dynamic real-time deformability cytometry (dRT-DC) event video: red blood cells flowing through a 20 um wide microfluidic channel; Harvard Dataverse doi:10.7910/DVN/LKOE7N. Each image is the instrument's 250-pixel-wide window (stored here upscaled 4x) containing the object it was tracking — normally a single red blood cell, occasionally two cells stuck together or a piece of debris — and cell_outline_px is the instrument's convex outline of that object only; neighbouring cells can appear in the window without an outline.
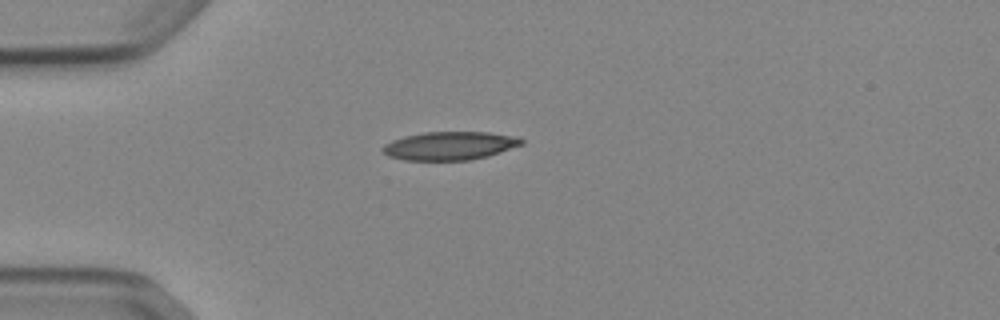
{"species": "Egyptian fruit bat (a non-hibernating species)", "species_latin": "Rousettus aegyptiacus", "temperature_condition": "cold", "stored_images_in_passage": 39, "camera_frame_rate_fps": 3000, "um_per_image_px": 0.085, "animal": {"sex": "female"}, "frame": {"image": 1, "passage_image": 1, "time_ms": 0.0, "image_size_px": [1000, 320], "cell_outline_px": [[524, 144], [488, 156], [468, 160], [404, 160], [388, 156], [380, 148], [384, 144], [392, 140], [404, 136], [424, 132], [488, 132], [520, 136], [524, 140]], "centroid_in_image_um": [38.25, 12.38], "position_along_channel_um": 46.7, "area_um2": 23.12}}
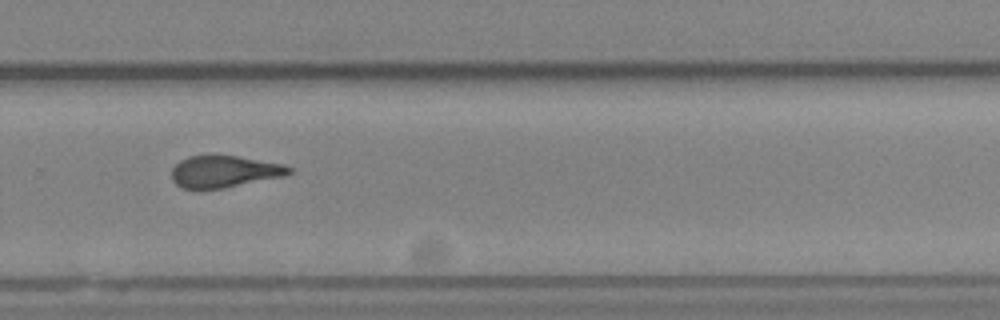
{"frame": {"image": 2, "passage_image": 23, "time_ms": 7.333, "image_size_px": [1000, 320], "cell_outline_px": [[292, 172], [284, 176], [224, 188], [180, 188], [172, 180], [172, 168], [180, 160], [188, 156], [236, 156], [284, 164], [292, 168]], "centroid_in_image_um": [19.07, 14.58], "position_along_channel_um": 310.7, "area_um2": 21.56}}
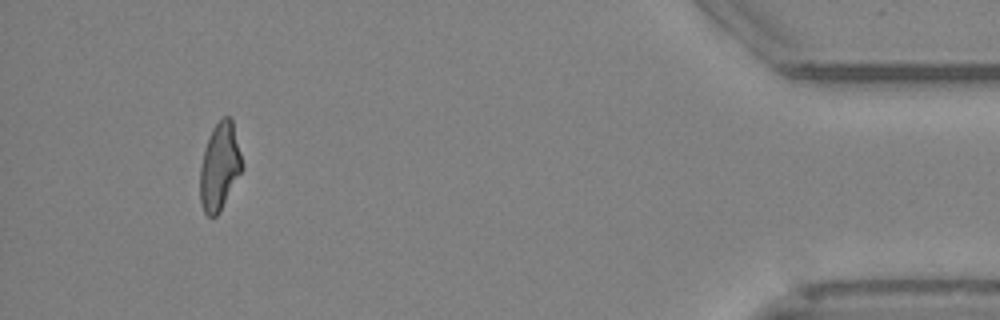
{"frame": {"image": 3, "passage_image": 36, "time_ms": 11.667, "image_size_px": [1000, 320], "cell_outline_px": [[244, 168], [220, 212], [216, 216], [208, 216], [204, 212], [200, 204], [200, 164], [204, 148], [208, 136], [212, 128], [224, 116], [232, 116], [244, 164]], "centroid_in_image_um": [18.69, 14.14], "position_along_channel_um": 416.5, "area_um2": 21.96}, "authors_computed_cell_mechanics": {"area_um2": 22.6576, "velocity_mm_per_s": 3.8868, "shape_relaxation_time_tau1_ms": 9.8952, "shape_relaxation_time_tau2_ms": 3.5203, "deformation_change_tau1": 0.253, "deformation_change_tau2": 0.1191}}